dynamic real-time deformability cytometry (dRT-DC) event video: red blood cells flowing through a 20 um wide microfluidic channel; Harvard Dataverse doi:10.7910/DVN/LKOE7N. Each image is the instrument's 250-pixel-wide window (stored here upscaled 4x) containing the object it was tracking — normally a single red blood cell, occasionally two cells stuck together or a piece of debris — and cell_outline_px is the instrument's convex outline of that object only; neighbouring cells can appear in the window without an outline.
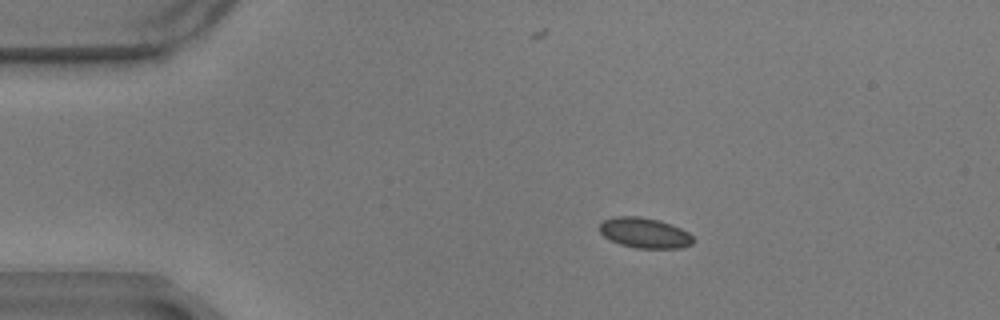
{"species": "common noctule bat (a hibernating species)", "species_latin": "Nyctalus noctula", "temperature_condition": "warm", "stored_images_in_passage": 49, "camera_frame_rate_fps": 3000, "um_per_image_px": 0.085, "animal": {"sex": "male", "body_mass_g": 17.9}, "frame": {"image": 1, "passage_image": 1, "time_ms": 0.0, "image_size_px": [1000, 320], "cell_outline_px": [[692, 244], [680, 248], [636, 248], [620, 244], [604, 236], [600, 232], [600, 224], [604, 220], [616, 216], [640, 216], [672, 224], [688, 232], [692, 236]], "centroid_in_image_um": [54.79, 19.79], "position_along_channel_um": 30.2, "area_um2": 16.36}}
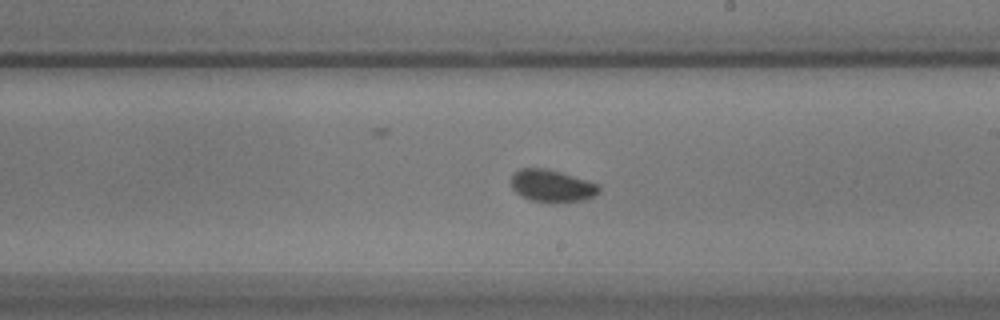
{"frame": {"image": 2, "passage_image": 24, "time_ms": 7.667, "image_size_px": [1000, 320], "cell_outline_px": [[600, 192], [596, 196], [584, 200], [552, 204], [532, 200], [520, 196], [512, 188], [512, 172], [520, 168], [544, 168], [560, 172], [600, 184]], "centroid_in_image_um": [46.93, 15.82], "position_along_channel_um": 242.1, "area_um2": 16.88}}
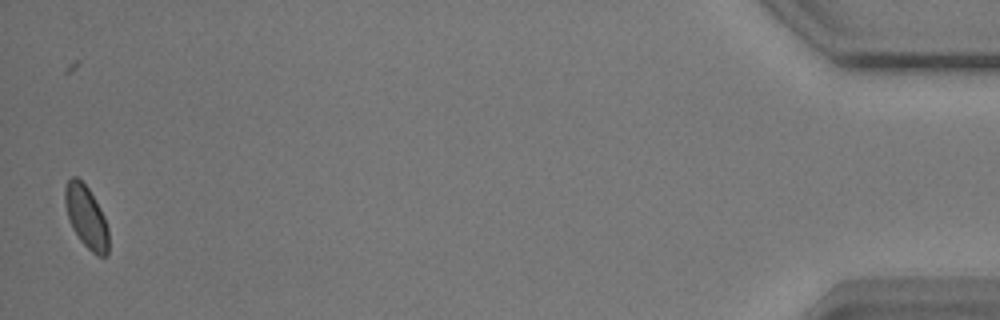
{"frame": {"image": 3, "passage_image": 48, "time_ms": 15.667, "image_size_px": [1000, 320], "cell_outline_px": [[108, 252], [104, 256], [96, 256], [80, 240], [72, 228], [68, 216], [64, 200], [64, 188], [68, 180], [72, 176], [76, 176], [88, 188], [100, 208], [104, 216], [108, 228]], "centroid_in_image_um": [7.32, 18.43], "position_along_channel_um": 427.9, "area_um2": 15.72}, "authors_computed_cell_mechanics": {"area_um2": 16.2418, "velocity_mm_per_s": 3.4494, "shape_relaxation_time_tau1_ms": 2.1312, "shape_relaxation_time_tau2_ms": 1.7897, "deformation_change_tau1": 0.0479, "deformation_change_tau2": 0.0286}}